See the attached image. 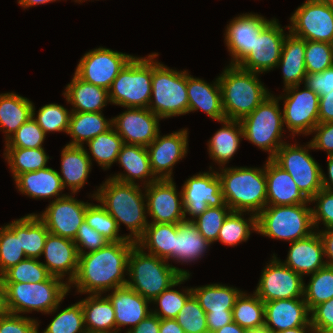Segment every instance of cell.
<instances>
[{
  "label": "cell",
  "instance_id": "obj_49",
  "mask_svg": "<svg viewBox=\"0 0 333 333\" xmlns=\"http://www.w3.org/2000/svg\"><path fill=\"white\" fill-rule=\"evenodd\" d=\"M33 104L32 117L42 128L45 135L50 132L68 133L72 111L57 103L45 104L37 111Z\"/></svg>",
  "mask_w": 333,
  "mask_h": 333
},
{
  "label": "cell",
  "instance_id": "obj_42",
  "mask_svg": "<svg viewBox=\"0 0 333 333\" xmlns=\"http://www.w3.org/2000/svg\"><path fill=\"white\" fill-rule=\"evenodd\" d=\"M246 214L249 215L248 218H244ZM253 231L257 232L256 214L231 211L222 224L217 241L235 247L242 242H247Z\"/></svg>",
  "mask_w": 333,
  "mask_h": 333
},
{
  "label": "cell",
  "instance_id": "obj_60",
  "mask_svg": "<svg viewBox=\"0 0 333 333\" xmlns=\"http://www.w3.org/2000/svg\"><path fill=\"white\" fill-rule=\"evenodd\" d=\"M310 323L315 333H327L333 328V298L315 306L310 311Z\"/></svg>",
  "mask_w": 333,
  "mask_h": 333
},
{
  "label": "cell",
  "instance_id": "obj_19",
  "mask_svg": "<svg viewBox=\"0 0 333 333\" xmlns=\"http://www.w3.org/2000/svg\"><path fill=\"white\" fill-rule=\"evenodd\" d=\"M76 194L51 201L45 211L36 215L45 223L49 233L74 240L81 224L85 221V212L89 202L77 200Z\"/></svg>",
  "mask_w": 333,
  "mask_h": 333
},
{
  "label": "cell",
  "instance_id": "obj_13",
  "mask_svg": "<svg viewBox=\"0 0 333 333\" xmlns=\"http://www.w3.org/2000/svg\"><path fill=\"white\" fill-rule=\"evenodd\" d=\"M289 32L306 41L333 44V7L320 0H306L289 18Z\"/></svg>",
  "mask_w": 333,
  "mask_h": 333
},
{
  "label": "cell",
  "instance_id": "obj_76",
  "mask_svg": "<svg viewBox=\"0 0 333 333\" xmlns=\"http://www.w3.org/2000/svg\"><path fill=\"white\" fill-rule=\"evenodd\" d=\"M85 1H87V0H74V2H78L79 4L82 3V2H85Z\"/></svg>",
  "mask_w": 333,
  "mask_h": 333
},
{
  "label": "cell",
  "instance_id": "obj_15",
  "mask_svg": "<svg viewBox=\"0 0 333 333\" xmlns=\"http://www.w3.org/2000/svg\"><path fill=\"white\" fill-rule=\"evenodd\" d=\"M182 189L185 221H193L208 207L227 206L216 170L199 172L184 182ZM186 214L191 217H187ZM187 217V218H186Z\"/></svg>",
  "mask_w": 333,
  "mask_h": 333
},
{
  "label": "cell",
  "instance_id": "obj_23",
  "mask_svg": "<svg viewBox=\"0 0 333 333\" xmlns=\"http://www.w3.org/2000/svg\"><path fill=\"white\" fill-rule=\"evenodd\" d=\"M46 261L42 264L52 276L59 277L69 285L75 278L79 254L73 240L48 233L42 256Z\"/></svg>",
  "mask_w": 333,
  "mask_h": 333
},
{
  "label": "cell",
  "instance_id": "obj_67",
  "mask_svg": "<svg viewBox=\"0 0 333 333\" xmlns=\"http://www.w3.org/2000/svg\"><path fill=\"white\" fill-rule=\"evenodd\" d=\"M327 161L328 176L322 169V188L328 191H333V155H327Z\"/></svg>",
  "mask_w": 333,
  "mask_h": 333
},
{
  "label": "cell",
  "instance_id": "obj_51",
  "mask_svg": "<svg viewBox=\"0 0 333 333\" xmlns=\"http://www.w3.org/2000/svg\"><path fill=\"white\" fill-rule=\"evenodd\" d=\"M85 221L109 242L129 240L125 234H119L120 229L117 222L100 203L90 202L85 212Z\"/></svg>",
  "mask_w": 333,
  "mask_h": 333
},
{
  "label": "cell",
  "instance_id": "obj_22",
  "mask_svg": "<svg viewBox=\"0 0 333 333\" xmlns=\"http://www.w3.org/2000/svg\"><path fill=\"white\" fill-rule=\"evenodd\" d=\"M112 118V126L124 144L147 147L160 133V117L148 108L127 107Z\"/></svg>",
  "mask_w": 333,
  "mask_h": 333
},
{
  "label": "cell",
  "instance_id": "obj_38",
  "mask_svg": "<svg viewBox=\"0 0 333 333\" xmlns=\"http://www.w3.org/2000/svg\"><path fill=\"white\" fill-rule=\"evenodd\" d=\"M112 127V118L105 119L102 112H72L67 133L72 140L67 144L84 146L88 141Z\"/></svg>",
  "mask_w": 333,
  "mask_h": 333
},
{
  "label": "cell",
  "instance_id": "obj_72",
  "mask_svg": "<svg viewBox=\"0 0 333 333\" xmlns=\"http://www.w3.org/2000/svg\"><path fill=\"white\" fill-rule=\"evenodd\" d=\"M277 333H315V330L313 326H301L297 328H290Z\"/></svg>",
  "mask_w": 333,
  "mask_h": 333
},
{
  "label": "cell",
  "instance_id": "obj_1",
  "mask_svg": "<svg viewBox=\"0 0 333 333\" xmlns=\"http://www.w3.org/2000/svg\"><path fill=\"white\" fill-rule=\"evenodd\" d=\"M133 240L109 242L97 251L79 255L75 278L69 284L77 294H106L127 285L128 258Z\"/></svg>",
  "mask_w": 333,
  "mask_h": 333
},
{
  "label": "cell",
  "instance_id": "obj_59",
  "mask_svg": "<svg viewBox=\"0 0 333 333\" xmlns=\"http://www.w3.org/2000/svg\"><path fill=\"white\" fill-rule=\"evenodd\" d=\"M37 319L19 314L7 313L0 317V333H39Z\"/></svg>",
  "mask_w": 333,
  "mask_h": 333
},
{
  "label": "cell",
  "instance_id": "obj_27",
  "mask_svg": "<svg viewBox=\"0 0 333 333\" xmlns=\"http://www.w3.org/2000/svg\"><path fill=\"white\" fill-rule=\"evenodd\" d=\"M267 205L311 204L290 174L273 159L265 163Z\"/></svg>",
  "mask_w": 333,
  "mask_h": 333
},
{
  "label": "cell",
  "instance_id": "obj_17",
  "mask_svg": "<svg viewBox=\"0 0 333 333\" xmlns=\"http://www.w3.org/2000/svg\"><path fill=\"white\" fill-rule=\"evenodd\" d=\"M174 179H158L143 187L149 223H174L185 221L182 191L178 192Z\"/></svg>",
  "mask_w": 333,
  "mask_h": 333
},
{
  "label": "cell",
  "instance_id": "obj_6",
  "mask_svg": "<svg viewBox=\"0 0 333 333\" xmlns=\"http://www.w3.org/2000/svg\"><path fill=\"white\" fill-rule=\"evenodd\" d=\"M152 52V92L148 109L161 119L188 114L187 70L158 62Z\"/></svg>",
  "mask_w": 333,
  "mask_h": 333
},
{
  "label": "cell",
  "instance_id": "obj_28",
  "mask_svg": "<svg viewBox=\"0 0 333 333\" xmlns=\"http://www.w3.org/2000/svg\"><path fill=\"white\" fill-rule=\"evenodd\" d=\"M213 83L191 76L187 71L188 114L201 110L214 121L225 120L218 77Z\"/></svg>",
  "mask_w": 333,
  "mask_h": 333
},
{
  "label": "cell",
  "instance_id": "obj_73",
  "mask_svg": "<svg viewBox=\"0 0 333 333\" xmlns=\"http://www.w3.org/2000/svg\"><path fill=\"white\" fill-rule=\"evenodd\" d=\"M244 333H273L266 325L257 328H247Z\"/></svg>",
  "mask_w": 333,
  "mask_h": 333
},
{
  "label": "cell",
  "instance_id": "obj_56",
  "mask_svg": "<svg viewBox=\"0 0 333 333\" xmlns=\"http://www.w3.org/2000/svg\"><path fill=\"white\" fill-rule=\"evenodd\" d=\"M46 135L37 122L31 117L5 142V147L41 148Z\"/></svg>",
  "mask_w": 333,
  "mask_h": 333
},
{
  "label": "cell",
  "instance_id": "obj_29",
  "mask_svg": "<svg viewBox=\"0 0 333 333\" xmlns=\"http://www.w3.org/2000/svg\"><path fill=\"white\" fill-rule=\"evenodd\" d=\"M124 169V173L110 175L114 180L139 185L137 181H142L141 186H148L158 180L151 169L148 150L142 145L123 144L118 154L117 161Z\"/></svg>",
  "mask_w": 333,
  "mask_h": 333
},
{
  "label": "cell",
  "instance_id": "obj_53",
  "mask_svg": "<svg viewBox=\"0 0 333 333\" xmlns=\"http://www.w3.org/2000/svg\"><path fill=\"white\" fill-rule=\"evenodd\" d=\"M184 333H209L206 322V312L192 294L185 302L175 318Z\"/></svg>",
  "mask_w": 333,
  "mask_h": 333
},
{
  "label": "cell",
  "instance_id": "obj_64",
  "mask_svg": "<svg viewBox=\"0 0 333 333\" xmlns=\"http://www.w3.org/2000/svg\"><path fill=\"white\" fill-rule=\"evenodd\" d=\"M333 122V90L319 97V123Z\"/></svg>",
  "mask_w": 333,
  "mask_h": 333
},
{
  "label": "cell",
  "instance_id": "obj_68",
  "mask_svg": "<svg viewBox=\"0 0 333 333\" xmlns=\"http://www.w3.org/2000/svg\"><path fill=\"white\" fill-rule=\"evenodd\" d=\"M159 333H184L175 319H160Z\"/></svg>",
  "mask_w": 333,
  "mask_h": 333
},
{
  "label": "cell",
  "instance_id": "obj_35",
  "mask_svg": "<svg viewBox=\"0 0 333 333\" xmlns=\"http://www.w3.org/2000/svg\"><path fill=\"white\" fill-rule=\"evenodd\" d=\"M210 246H212L211 243L200 234L192 221L176 224L174 258L172 259L175 263H186L187 265L194 263L203 258Z\"/></svg>",
  "mask_w": 333,
  "mask_h": 333
},
{
  "label": "cell",
  "instance_id": "obj_37",
  "mask_svg": "<svg viewBox=\"0 0 333 333\" xmlns=\"http://www.w3.org/2000/svg\"><path fill=\"white\" fill-rule=\"evenodd\" d=\"M80 301L86 330L117 333L115 311L107 296L89 294Z\"/></svg>",
  "mask_w": 333,
  "mask_h": 333
},
{
  "label": "cell",
  "instance_id": "obj_33",
  "mask_svg": "<svg viewBox=\"0 0 333 333\" xmlns=\"http://www.w3.org/2000/svg\"><path fill=\"white\" fill-rule=\"evenodd\" d=\"M276 68L282 69L284 89L303 84L305 67V40L287 33L280 60Z\"/></svg>",
  "mask_w": 333,
  "mask_h": 333
},
{
  "label": "cell",
  "instance_id": "obj_66",
  "mask_svg": "<svg viewBox=\"0 0 333 333\" xmlns=\"http://www.w3.org/2000/svg\"><path fill=\"white\" fill-rule=\"evenodd\" d=\"M318 232L323 242L326 264L333 267V228L326 230L319 229Z\"/></svg>",
  "mask_w": 333,
  "mask_h": 333
},
{
  "label": "cell",
  "instance_id": "obj_50",
  "mask_svg": "<svg viewBox=\"0 0 333 333\" xmlns=\"http://www.w3.org/2000/svg\"><path fill=\"white\" fill-rule=\"evenodd\" d=\"M20 236H15V220L0 227V276L10 267L26 259Z\"/></svg>",
  "mask_w": 333,
  "mask_h": 333
},
{
  "label": "cell",
  "instance_id": "obj_57",
  "mask_svg": "<svg viewBox=\"0 0 333 333\" xmlns=\"http://www.w3.org/2000/svg\"><path fill=\"white\" fill-rule=\"evenodd\" d=\"M315 207L312 210V219L315 231H319V224L322 222L324 229L333 228V191L321 189L310 200ZM317 228V229H316Z\"/></svg>",
  "mask_w": 333,
  "mask_h": 333
},
{
  "label": "cell",
  "instance_id": "obj_26",
  "mask_svg": "<svg viewBox=\"0 0 333 333\" xmlns=\"http://www.w3.org/2000/svg\"><path fill=\"white\" fill-rule=\"evenodd\" d=\"M282 262L302 277L324 268L327 264L319 232L315 231L306 238L291 242L287 258Z\"/></svg>",
  "mask_w": 333,
  "mask_h": 333
},
{
  "label": "cell",
  "instance_id": "obj_44",
  "mask_svg": "<svg viewBox=\"0 0 333 333\" xmlns=\"http://www.w3.org/2000/svg\"><path fill=\"white\" fill-rule=\"evenodd\" d=\"M122 138L112 127L107 132L99 134L86 143L89 147L86 154L91 164L96 161L103 170H108L117 161L118 154L123 145ZM92 157V158H91Z\"/></svg>",
  "mask_w": 333,
  "mask_h": 333
},
{
  "label": "cell",
  "instance_id": "obj_41",
  "mask_svg": "<svg viewBox=\"0 0 333 333\" xmlns=\"http://www.w3.org/2000/svg\"><path fill=\"white\" fill-rule=\"evenodd\" d=\"M176 237V224L174 223H148L144 234L136 244L144 251L168 262L174 258V243Z\"/></svg>",
  "mask_w": 333,
  "mask_h": 333
},
{
  "label": "cell",
  "instance_id": "obj_71",
  "mask_svg": "<svg viewBox=\"0 0 333 333\" xmlns=\"http://www.w3.org/2000/svg\"><path fill=\"white\" fill-rule=\"evenodd\" d=\"M7 313L8 309L6 305V290L0 278V317L6 315Z\"/></svg>",
  "mask_w": 333,
  "mask_h": 333
},
{
  "label": "cell",
  "instance_id": "obj_4",
  "mask_svg": "<svg viewBox=\"0 0 333 333\" xmlns=\"http://www.w3.org/2000/svg\"><path fill=\"white\" fill-rule=\"evenodd\" d=\"M258 77L259 73L233 65L218 76L226 119L241 120L272 94Z\"/></svg>",
  "mask_w": 333,
  "mask_h": 333
},
{
  "label": "cell",
  "instance_id": "obj_48",
  "mask_svg": "<svg viewBox=\"0 0 333 333\" xmlns=\"http://www.w3.org/2000/svg\"><path fill=\"white\" fill-rule=\"evenodd\" d=\"M61 304L47 314H55L52 321L41 333H85L82 303L78 301L58 312ZM40 333V331H39Z\"/></svg>",
  "mask_w": 333,
  "mask_h": 333
},
{
  "label": "cell",
  "instance_id": "obj_52",
  "mask_svg": "<svg viewBox=\"0 0 333 333\" xmlns=\"http://www.w3.org/2000/svg\"><path fill=\"white\" fill-rule=\"evenodd\" d=\"M51 274L36 258H26L10 267L1 276L2 282L37 283L47 280Z\"/></svg>",
  "mask_w": 333,
  "mask_h": 333
},
{
  "label": "cell",
  "instance_id": "obj_24",
  "mask_svg": "<svg viewBox=\"0 0 333 333\" xmlns=\"http://www.w3.org/2000/svg\"><path fill=\"white\" fill-rule=\"evenodd\" d=\"M265 325L277 333L290 328L312 326L310 311L304 298L264 302Z\"/></svg>",
  "mask_w": 333,
  "mask_h": 333
},
{
  "label": "cell",
  "instance_id": "obj_34",
  "mask_svg": "<svg viewBox=\"0 0 333 333\" xmlns=\"http://www.w3.org/2000/svg\"><path fill=\"white\" fill-rule=\"evenodd\" d=\"M220 123L223 126L209 139L207 150L213 162L222 168L232 159L244 138L240 120L225 119Z\"/></svg>",
  "mask_w": 333,
  "mask_h": 333
},
{
  "label": "cell",
  "instance_id": "obj_11",
  "mask_svg": "<svg viewBox=\"0 0 333 333\" xmlns=\"http://www.w3.org/2000/svg\"><path fill=\"white\" fill-rule=\"evenodd\" d=\"M310 150H314L310 141L302 146L285 142L272 158L290 174L309 201L322 189V168Z\"/></svg>",
  "mask_w": 333,
  "mask_h": 333
},
{
  "label": "cell",
  "instance_id": "obj_2",
  "mask_svg": "<svg viewBox=\"0 0 333 333\" xmlns=\"http://www.w3.org/2000/svg\"><path fill=\"white\" fill-rule=\"evenodd\" d=\"M143 186L105 179L90 196L100 203L117 222L124 224L130 233L129 240L137 241L148 226L145 192Z\"/></svg>",
  "mask_w": 333,
  "mask_h": 333
},
{
  "label": "cell",
  "instance_id": "obj_65",
  "mask_svg": "<svg viewBox=\"0 0 333 333\" xmlns=\"http://www.w3.org/2000/svg\"><path fill=\"white\" fill-rule=\"evenodd\" d=\"M160 318L150 314L147 318L141 320L136 327H133L127 333H159Z\"/></svg>",
  "mask_w": 333,
  "mask_h": 333
},
{
  "label": "cell",
  "instance_id": "obj_14",
  "mask_svg": "<svg viewBox=\"0 0 333 333\" xmlns=\"http://www.w3.org/2000/svg\"><path fill=\"white\" fill-rule=\"evenodd\" d=\"M261 272L254 293L263 301L304 298V277L287 267L275 253Z\"/></svg>",
  "mask_w": 333,
  "mask_h": 333
},
{
  "label": "cell",
  "instance_id": "obj_43",
  "mask_svg": "<svg viewBox=\"0 0 333 333\" xmlns=\"http://www.w3.org/2000/svg\"><path fill=\"white\" fill-rule=\"evenodd\" d=\"M3 158L7 161L13 180L22 173L37 171L47 167L49 155L45 148L5 147Z\"/></svg>",
  "mask_w": 333,
  "mask_h": 333
},
{
  "label": "cell",
  "instance_id": "obj_74",
  "mask_svg": "<svg viewBox=\"0 0 333 333\" xmlns=\"http://www.w3.org/2000/svg\"><path fill=\"white\" fill-rule=\"evenodd\" d=\"M320 1L327 3L328 5L333 7V0H320Z\"/></svg>",
  "mask_w": 333,
  "mask_h": 333
},
{
  "label": "cell",
  "instance_id": "obj_3",
  "mask_svg": "<svg viewBox=\"0 0 333 333\" xmlns=\"http://www.w3.org/2000/svg\"><path fill=\"white\" fill-rule=\"evenodd\" d=\"M219 169L217 173L224 200L232 211L258 215L267 206L265 164L262 168L235 166Z\"/></svg>",
  "mask_w": 333,
  "mask_h": 333
},
{
  "label": "cell",
  "instance_id": "obj_58",
  "mask_svg": "<svg viewBox=\"0 0 333 333\" xmlns=\"http://www.w3.org/2000/svg\"><path fill=\"white\" fill-rule=\"evenodd\" d=\"M73 241L77 246L79 255L97 251L109 243L107 239L91 228L86 221H84L79 227L77 235Z\"/></svg>",
  "mask_w": 333,
  "mask_h": 333
},
{
  "label": "cell",
  "instance_id": "obj_12",
  "mask_svg": "<svg viewBox=\"0 0 333 333\" xmlns=\"http://www.w3.org/2000/svg\"><path fill=\"white\" fill-rule=\"evenodd\" d=\"M301 85L283 90L278 99L283 100V123L290 135H310L319 123V95L310 88Z\"/></svg>",
  "mask_w": 333,
  "mask_h": 333
},
{
  "label": "cell",
  "instance_id": "obj_16",
  "mask_svg": "<svg viewBox=\"0 0 333 333\" xmlns=\"http://www.w3.org/2000/svg\"><path fill=\"white\" fill-rule=\"evenodd\" d=\"M134 56L101 46L86 52L74 73L87 83L109 90L114 79Z\"/></svg>",
  "mask_w": 333,
  "mask_h": 333
},
{
  "label": "cell",
  "instance_id": "obj_32",
  "mask_svg": "<svg viewBox=\"0 0 333 333\" xmlns=\"http://www.w3.org/2000/svg\"><path fill=\"white\" fill-rule=\"evenodd\" d=\"M62 94L72 112H102L111 104L108 90L83 81L75 73Z\"/></svg>",
  "mask_w": 333,
  "mask_h": 333
},
{
  "label": "cell",
  "instance_id": "obj_62",
  "mask_svg": "<svg viewBox=\"0 0 333 333\" xmlns=\"http://www.w3.org/2000/svg\"><path fill=\"white\" fill-rule=\"evenodd\" d=\"M303 84L319 97L331 92L333 90V66L321 73L307 74Z\"/></svg>",
  "mask_w": 333,
  "mask_h": 333
},
{
  "label": "cell",
  "instance_id": "obj_8",
  "mask_svg": "<svg viewBox=\"0 0 333 333\" xmlns=\"http://www.w3.org/2000/svg\"><path fill=\"white\" fill-rule=\"evenodd\" d=\"M308 204L267 205L257 215V234L289 243L315 232Z\"/></svg>",
  "mask_w": 333,
  "mask_h": 333
},
{
  "label": "cell",
  "instance_id": "obj_45",
  "mask_svg": "<svg viewBox=\"0 0 333 333\" xmlns=\"http://www.w3.org/2000/svg\"><path fill=\"white\" fill-rule=\"evenodd\" d=\"M190 276L192 275H182L173 285L152 300L151 303L157 305L155 310L152 309V314L160 319H175L186 300L192 295V289L191 287H186L185 289L183 287L181 292L174 287L180 286L183 282L185 283L190 279Z\"/></svg>",
  "mask_w": 333,
  "mask_h": 333
},
{
  "label": "cell",
  "instance_id": "obj_5",
  "mask_svg": "<svg viewBox=\"0 0 333 333\" xmlns=\"http://www.w3.org/2000/svg\"><path fill=\"white\" fill-rule=\"evenodd\" d=\"M188 270L177 268L166 259L147 253L137 244L128 258L127 285L150 302L173 285Z\"/></svg>",
  "mask_w": 333,
  "mask_h": 333
},
{
  "label": "cell",
  "instance_id": "obj_63",
  "mask_svg": "<svg viewBox=\"0 0 333 333\" xmlns=\"http://www.w3.org/2000/svg\"><path fill=\"white\" fill-rule=\"evenodd\" d=\"M232 321V311H225V313H206V322L209 333L220 329Z\"/></svg>",
  "mask_w": 333,
  "mask_h": 333
},
{
  "label": "cell",
  "instance_id": "obj_40",
  "mask_svg": "<svg viewBox=\"0 0 333 333\" xmlns=\"http://www.w3.org/2000/svg\"><path fill=\"white\" fill-rule=\"evenodd\" d=\"M49 231L36 213L15 219V236H20L21 248L27 258L42 256Z\"/></svg>",
  "mask_w": 333,
  "mask_h": 333
},
{
  "label": "cell",
  "instance_id": "obj_9",
  "mask_svg": "<svg viewBox=\"0 0 333 333\" xmlns=\"http://www.w3.org/2000/svg\"><path fill=\"white\" fill-rule=\"evenodd\" d=\"M279 101L278 96L271 94L240 120L244 140L268 152L269 159H272L285 143L282 137L286 128L283 127V111Z\"/></svg>",
  "mask_w": 333,
  "mask_h": 333
},
{
  "label": "cell",
  "instance_id": "obj_18",
  "mask_svg": "<svg viewBox=\"0 0 333 333\" xmlns=\"http://www.w3.org/2000/svg\"><path fill=\"white\" fill-rule=\"evenodd\" d=\"M278 19L273 18L259 33L258 38H255L254 47L251 53L238 65L241 69L264 73L274 70L280 60L284 39L286 33Z\"/></svg>",
  "mask_w": 333,
  "mask_h": 333
},
{
  "label": "cell",
  "instance_id": "obj_36",
  "mask_svg": "<svg viewBox=\"0 0 333 333\" xmlns=\"http://www.w3.org/2000/svg\"><path fill=\"white\" fill-rule=\"evenodd\" d=\"M33 102L15 92L0 94V130L5 142L32 117Z\"/></svg>",
  "mask_w": 333,
  "mask_h": 333
},
{
  "label": "cell",
  "instance_id": "obj_39",
  "mask_svg": "<svg viewBox=\"0 0 333 333\" xmlns=\"http://www.w3.org/2000/svg\"><path fill=\"white\" fill-rule=\"evenodd\" d=\"M192 294L206 313L232 311L236 299L243 292L236 287L221 283L192 287Z\"/></svg>",
  "mask_w": 333,
  "mask_h": 333
},
{
  "label": "cell",
  "instance_id": "obj_69",
  "mask_svg": "<svg viewBox=\"0 0 333 333\" xmlns=\"http://www.w3.org/2000/svg\"><path fill=\"white\" fill-rule=\"evenodd\" d=\"M244 331L245 328L232 321L231 323L221 327L220 329L212 333H244Z\"/></svg>",
  "mask_w": 333,
  "mask_h": 333
},
{
  "label": "cell",
  "instance_id": "obj_77",
  "mask_svg": "<svg viewBox=\"0 0 333 333\" xmlns=\"http://www.w3.org/2000/svg\"><path fill=\"white\" fill-rule=\"evenodd\" d=\"M327 333H333V328H331Z\"/></svg>",
  "mask_w": 333,
  "mask_h": 333
},
{
  "label": "cell",
  "instance_id": "obj_61",
  "mask_svg": "<svg viewBox=\"0 0 333 333\" xmlns=\"http://www.w3.org/2000/svg\"><path fill=\"white\" fill-rule=\"evenodd\" d=\"M311 134H314L310 140L314 150H323L327 155H333V122L318 123Z\"/></svg>",
  "mask_w": 333,
  "mask_h": 333
},
{
  "label": "cell",
  "instance_id": "obj_31",
  "mask_svg": "<svg viewBox=\"0 0 333 333\" xmlns=\"http://www.w3.org/2000/svg\"><path fill=\"white\" fill-rule=\"evenodd\" d=\"M61 183L63 188H69L71 194H77L87 183L92 170L91 161L86 154V146L66 144L61 150Z\"/></svg>",
  "mask_w": 333,
  "mask_h": 333
},
{
  "label": "cell",
  "instance_id": "obj_54",
  "mask_svg": "<svg viewBox=\"0 0 333 333\" xmlns=\"http://www.w3.org/2000/svg\"><path fill=\"white\" fill-rule=\"evenodd\" d=\"M333 66V44L305 40V67L307 74L321 73Z\"/></svg>",
  "mask_w": 333,
  "mask_h": 333
},
{
  "label": "cell",
  "instance_id": "obj_70",
  "mask_svg": "<svg viewBox=\"0 0 333 333\" xmlns=\"http://www.w3.org/2000/svg\"><path fill=\"white\" fill-rule=\"evenodd\" d=\"M55 1L59 0H17V3L22 6L23 9H27L36 5L48 4Z\"/></svg>",
  "mask_w": 333,
  "mask_h": 333
},
{
  "label": "cell",
  "instance_id": "obj_46",
  "mask_svg": "<svg viewBox=\"0 0 333 333\" xmlns=\"http://www.w3.org/2000/svg\"><path fill=\"white\" fill-rule=\"evenodd\" d=\"M232 316L233 321L245 329L264 326V302L254 292H242L236 299Z\"/></svg>",
  "mask_w": 333,
  "mask_h": 333
},
{
  "label": "cell",
  "instance_id": "obj_7",
  "mask_svg": "<svg viewBox=\"0 0 333 333\" xmlns=\"http://www.w3.org/2000/svg\"><path fill=\"white\" fill-rule=\"evenodd\" d=\"M3 285L8 312L22 316L32 311L47 314L69 293L67 282L52 275L43 282H3Z\"/></svg>",
  "mask_w": 333,
  "mask_h": 333
},
{
  "label": "cell",
  "instance_id": "obj_47",
  "mask_svg": "<svg viewBox=\"0 0 333 333\" xmlns=\"http://www.w3.org/2000/svg\"><path fill=\"white\" fill-rule=\"evenodd\" d=\"M310 277L308 284L304 283V300L309 311L333 298V267L326 265Z\"/></svg>",
  "mask_w": 333,
  "mask_h": 333
},
{
  "label": "cell",
  "instance_id": "obj_25",
  "mask_svg": "<svg viewBox=\"0 0 333 333\" xmlns=\"http://www.w3.org/2000/svg\"><path fill=\"white\" fill-rule=\"evenodd\" d=\"M115 311L117 333L121 327L130 326L126 333L152 313L149 300L131 289L128 285L120 286L107 295Z\"/></svg>",
  "mask_w": 333,
  "mask_h": 333
},
{
  "label": "cell",
  "instance_id": "obj_55",
  "mask_svg": "<svg viewBox=\"0 0 333 333\" xmlns=\"http://www.w3.org/2000/svg\"><path fill=\"white\" fill-rule=\"evenodd\" d=\"M231 211L228 206L208 207L192 222L196 225L200 234L212 244L217 242L222 224Z\"/></svg>",
  "mask_w": 333,
  "mask_h": 333
},
{
  "label": "cell",
  "instance_id": "obj_10",
  "mask_svg": "<svg viewBox=\"0 0 333 333\" xmlns=\"http://www.w3.org/2000/svg\"><path fill=\"white\" fill-rule=\"evenodd\" d=\"M110 103L121 107L148 108L152 92V53L134 56L108 90Z\"/></svg>",
  "mask_w": 333,
  "mask_h": 333
},
{
  "label": "cell",
  "instance_id": "obj_20",
  "mask_svg": "<svg viewBox=\"0 0 333 333\" xmlns=\"http://www.w3.org/2000/svg\"><path fill=\"white\" fill-rule=\"evenodd\" d=\"M257 13H243L233 18L226 26L224 41L229 55L232 57L229 65L238 66L254 47L255 38L271 21Z\"/></svg>",
  "mask_w": 333,
  "mask_h": 333
},
{
  "label": "cell",
  "instance_id": "obj_75",
  "mask_svg": "<svg viewBox=\"0 0 333 333\" xmlns=\"http://www.w3.org/2000/svg\"><path fill=\"white\" fill-rule=\"evenodd\" d=\"M85 333H110V332H99V331L86 330Z\"/></svg>",
  "mask_w": 333,
  "mask_h": 333
},
{
  "label": "cell",
  "instance_id": "obj_21",
  "mask_svg": "<svg viewBox=\"0 0 333 333\" xmlns=\"http://www.w3.org/2000/svg\"><path fill=\"white\" fill-rule=\"evenodd\" d=\"M188 130L156 136L146 147L152 172L158 179H173V167L183 159L188 152Z\"/></svg>",
  "mask_w": 333,
  "mask_h": 333
},
{
  "label": "cell",
  "instance_id": "obj_30",
  "mask_svg": "<svg viewBox=\"0 0 333 333\" xmlns=\"http://www.w3.org/2000/svg\"><path fill=\"white\" fill-rule=\"evenodd\" d=\"M14 181L18 191L32 199H50L51 202L53 198L56 200L66 196L62 194L64 188L59 172L52 167L19 174Z\"/></svg>",
  "mask_w": 333,
  "mask_h": 333
}]
</instances>
